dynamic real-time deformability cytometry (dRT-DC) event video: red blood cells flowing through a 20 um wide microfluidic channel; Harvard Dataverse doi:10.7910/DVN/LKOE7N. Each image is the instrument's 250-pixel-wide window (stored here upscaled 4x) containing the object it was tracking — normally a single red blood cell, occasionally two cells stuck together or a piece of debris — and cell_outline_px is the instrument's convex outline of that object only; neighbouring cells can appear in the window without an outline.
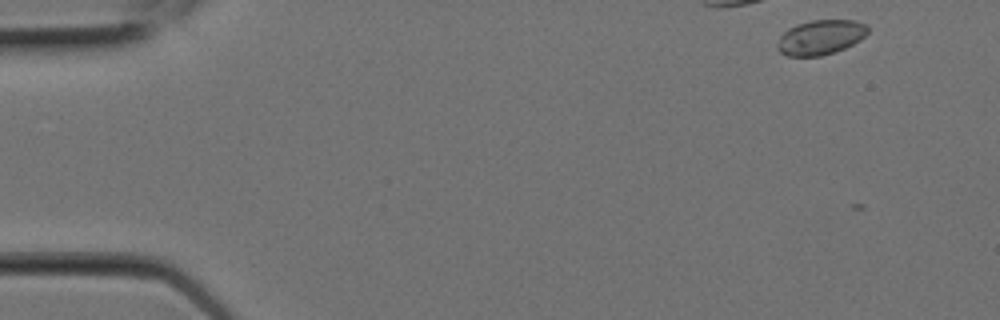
{"species": "Egyptian fruit bat (a non-hibernating species)", "species_latin": "Rousettus aegyptiacus", "temperature_condition": "room temperature", "stored_images_in_passage": 10, "camera_frame_rate_fps": 3000, "um_per_image_px": 0.085, "animal": {"sex": "female"}, "frame": {"image": 1, "passage_image": 1, "time_ms": 0.0, "image_size_px": [1000, 320], "cell_outline_px": [[868, 32], [860, 40], [844, 48], [820, 56], [788, 56], [780, 52], [776, 48], [776, 44], [780, 36], [788, 28], [796, 24], [812, 20], [852, 20], [864, 24], [868, 28]], "centroid_in_image_um": [69.7, 3.17], "position_along_channel_um": 15.3, "area_um2": 18.21}}
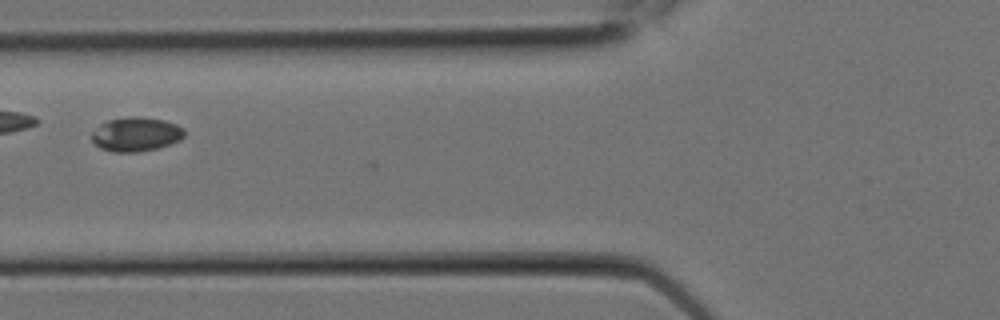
{"frame": {"image": 2, "passage_image": 7, "time_ms": 2.0, "image_size_px": [1000, 320], "cell_outline_px": [[184, 136], [180, 140], [172, 144], [156, 148], [136, 152], [112, 152], [100, 148], [92, 140], [92, 132], [100, 124], [108, 120], [128, 116], [144, 116], [164, 120], [176, 124], [184, 128]], "centroid_in_image_um": [11.57, 11.4], "position_along_channel_um": 114.2, "area_um2": 18.61}}
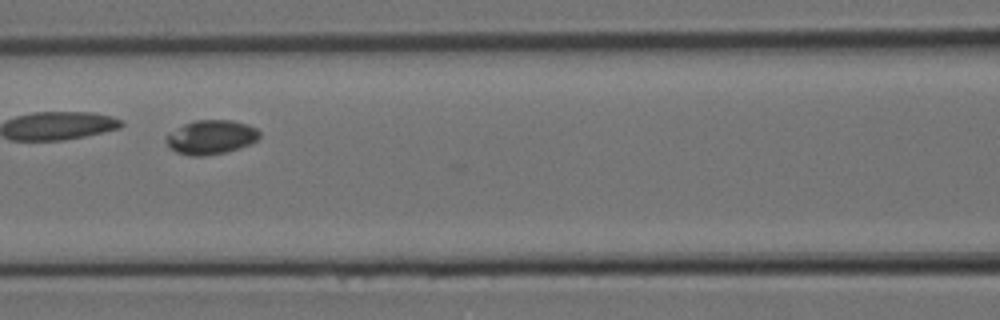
{"frame": {"image": 3, "passage_image": 8, "time_ms": 2.333, "image_size_px": [1000, 320], "cell_outline_px": [[260, 136], [256, 140], [248, 144], [224, 152], [204, 156], [192, 156], [176, 152], [168, 144], [168, 136], [184, 124], [196, 120], [232, 120], [248, 124], [256, 128], [260, 132]], "centroid_in_image_um": [17.99, 11.65], "position_along_channel_um": 148.6, "area_um2": 18.03}}